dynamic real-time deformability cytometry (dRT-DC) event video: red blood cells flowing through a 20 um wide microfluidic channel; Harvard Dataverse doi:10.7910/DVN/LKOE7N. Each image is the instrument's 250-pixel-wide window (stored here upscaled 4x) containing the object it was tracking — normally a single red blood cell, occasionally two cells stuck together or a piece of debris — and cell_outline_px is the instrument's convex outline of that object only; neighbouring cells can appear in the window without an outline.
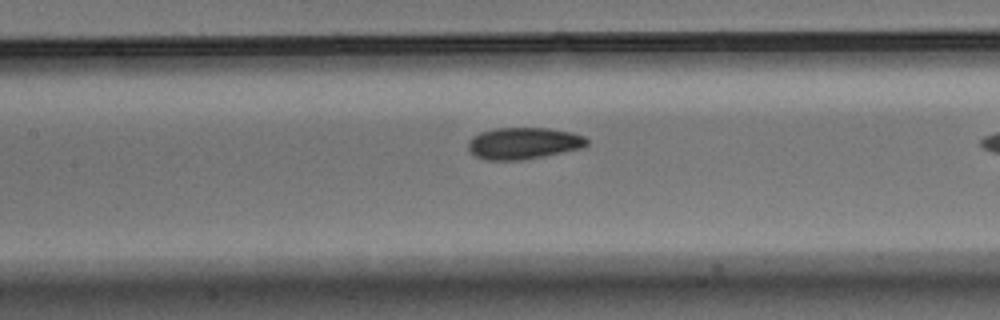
{"species": "Egyptian fruit bat (a non-hibernating species)", "species_latin": "Rousettus aegyptiacus", "temperature_condition": "warm", "stored_images_in_passage": 17, "camera_frame_rate_fps": 3000, "um_per_image_px": 0.085, "animal": {"sex": "male"}, "frame": {"image": 1, "passage_image": 12, "time_ms": 3.667, "image_size_px": [1000, 320], "cell_outline_px": [[588, 144], [584, 148], [524, 160], [488, 160], [476, 156], [468, 148], [468, 140], [472, 136], [480, 132], [496, 128], [548, 128], [572, 132], [584, 136], [588, 140]], "centroid_in_image_um": [44.52, 12.18], "position_along_channel_um": 162.9, "area_um2": 22.08}}
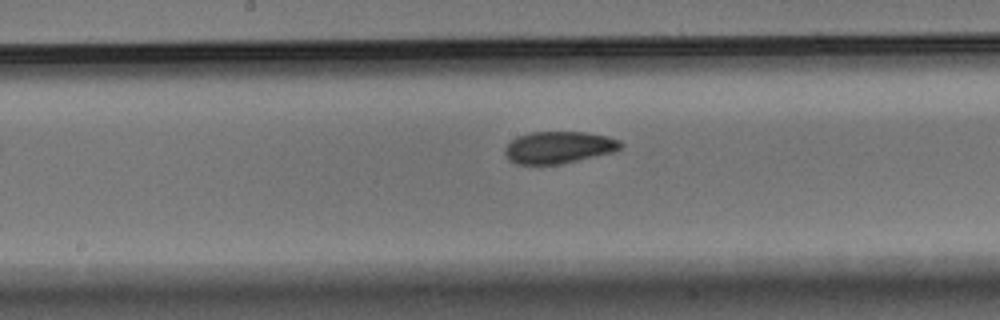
{"frame": {"image": 2, "passage_image": 15, "time_ms": 4.667, "image_size_px": [1000, 320], "cell_outline_px": [[624, 144], [620, 148], [612, 152], [560, 164], [516, 164], [508, 160], [504, 152], [504, 148], [512, 140], [520, 136], [532, 132], [584, 132], [608, 136], [620, 140]], "centroid_in_image_um": [47.49, 12.53], "position_along_channel_um": 200.7, "area_um2": 21.44}}